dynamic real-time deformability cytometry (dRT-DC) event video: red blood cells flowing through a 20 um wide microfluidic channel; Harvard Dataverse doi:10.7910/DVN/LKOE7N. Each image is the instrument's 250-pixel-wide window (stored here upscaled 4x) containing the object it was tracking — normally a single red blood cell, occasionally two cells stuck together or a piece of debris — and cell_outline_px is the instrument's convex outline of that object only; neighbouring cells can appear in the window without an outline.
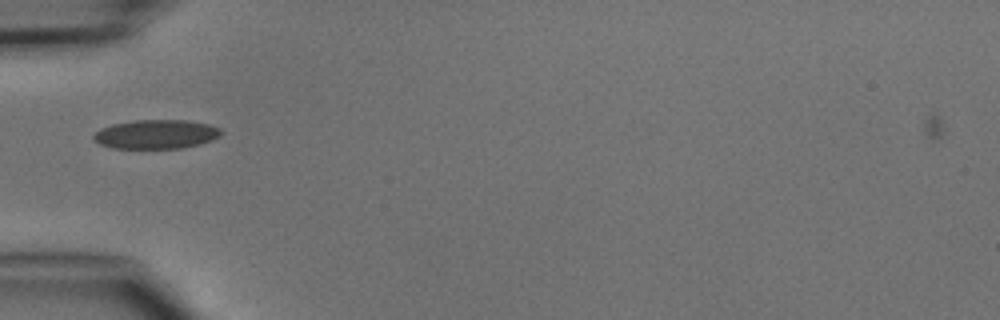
{"species": "common noctule bat (a hibernating species)", "species_latin": "Nyctalus noctula", "temperature_condition": "cold", "stored_images_in_passage": 5, "camera_frame_rate_fps": 3000, "um_per_image_px": 0.085, "animal": {"sex": "male", "body_mass_g": 15.6}, "frame": {"image": 1, "passage_image": 5, "time_ms": 4.667, "image_size_px": [1000, 320], "cell_outline_px": [[220, 136], [212, 140], [200, 144], [180, 148], [112, 148], [100, 144], [92, 140], [92, 136], [100, 128], [112, 124], [136, 120], [188, 120], [208, 124], [220, 128]], "centroid_in_image_um": [13.24, 11.41], "position_along_channel_um": 71.8, "area_um2": 21.62}}